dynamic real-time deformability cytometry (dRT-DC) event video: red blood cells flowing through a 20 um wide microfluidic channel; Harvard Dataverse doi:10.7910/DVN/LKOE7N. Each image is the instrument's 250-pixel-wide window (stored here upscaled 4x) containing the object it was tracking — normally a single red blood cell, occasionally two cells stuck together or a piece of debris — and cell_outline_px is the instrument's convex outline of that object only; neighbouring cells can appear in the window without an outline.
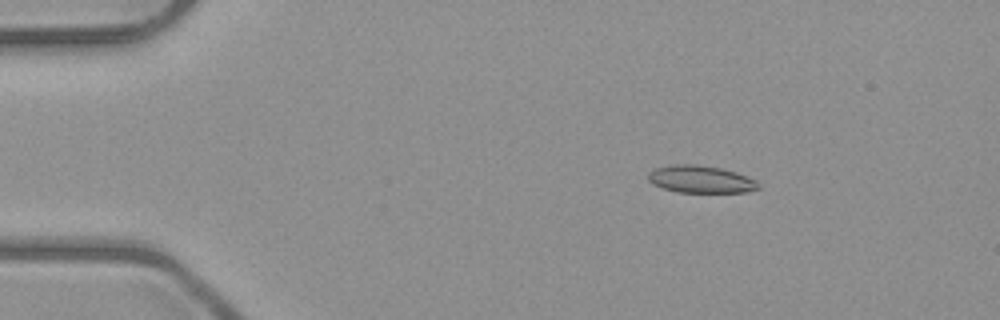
{"species": "common noctule bat (a hibernating species)", "species_latin": "Nyctalus noctula", "temperature_condition": "room temperature", "stored_images_in_passage": 5, "camera_frame_rate_fps": 3000, "um_per_image_px": 0.085, "animal": {"sex": "male", "body_mass_g": 23.1, "forearm_length_mm": 52.7}, "frame": {"image": 1, "passage_image": 2, "time_ms": 1.0, "image_size_px": [1000, 320], "cell_outline_px": [[760, 188], [748, 192], [676, 192], [652, 184], [648, 180], [648, 172], [656, 168], [676, 164], [696, 164], [720, 168], [736, 172], [756, 180], [760, 184]], "centroid_in_image_um": [59.57, 15.24], "position_along_channel_um": 25.4, "area_um2": 17.57}}